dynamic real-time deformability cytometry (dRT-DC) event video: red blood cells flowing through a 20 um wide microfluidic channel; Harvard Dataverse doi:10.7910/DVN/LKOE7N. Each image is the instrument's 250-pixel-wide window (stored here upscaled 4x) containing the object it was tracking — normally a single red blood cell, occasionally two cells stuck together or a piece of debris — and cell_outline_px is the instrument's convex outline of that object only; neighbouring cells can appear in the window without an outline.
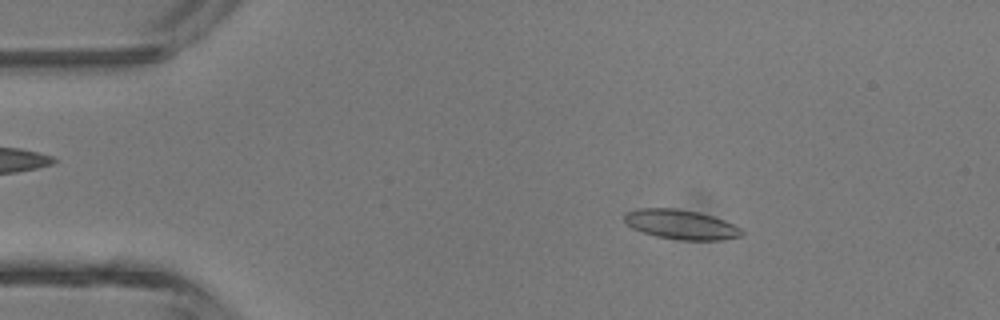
{"species": "common noctule bat (a hibernating species)", "species_latin": "Nyctalus noctula", "temperature_condition": "room temperature", "stored_images_in_passage": 3, "camera_frame_rate_fps": 3000, "um_per_image_px": 0.085, "animal": {"sex": "male", "body_mass_g": 13.3}, "frame": {"image": 1, "passage_image": 1, "time_ms": 0.0, "image_size_px": [1000, 320], "cell_outline_px": [[744, 232], [740, 236], [720, 240], [680, 240], [656, 236], [632, 228], [624, 220], [624, 212], [636, 208], [676, 208], [700, 212], [724, 220], [740, 228]], "centroid_in_image_um": [57.85, 19.07], "position_along_channel_um": 27.1, "area_um2": 20.23}}
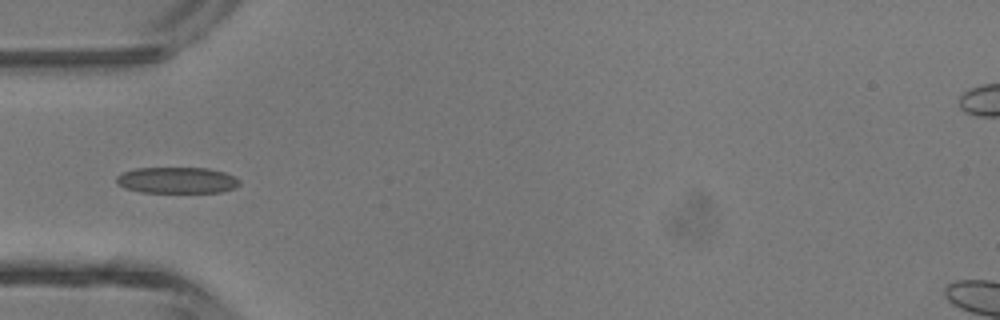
{"frame": {"image": 2, "passage_image": 3, "time_ms": 2.333, "image_size_px": [1000, 320], "cell_outline_px": [[240, 184], [232, 188], [220, 192], [140, 192], [124, 188], [116, 184], [116, 176], [120, 172], [136, 168], [208, 168], [224, 172], [240, 180]], "centroid_in_image_um": [14.97, 15.31], "position_along_channel_um": 70.0, "area_um2": 18.84}}